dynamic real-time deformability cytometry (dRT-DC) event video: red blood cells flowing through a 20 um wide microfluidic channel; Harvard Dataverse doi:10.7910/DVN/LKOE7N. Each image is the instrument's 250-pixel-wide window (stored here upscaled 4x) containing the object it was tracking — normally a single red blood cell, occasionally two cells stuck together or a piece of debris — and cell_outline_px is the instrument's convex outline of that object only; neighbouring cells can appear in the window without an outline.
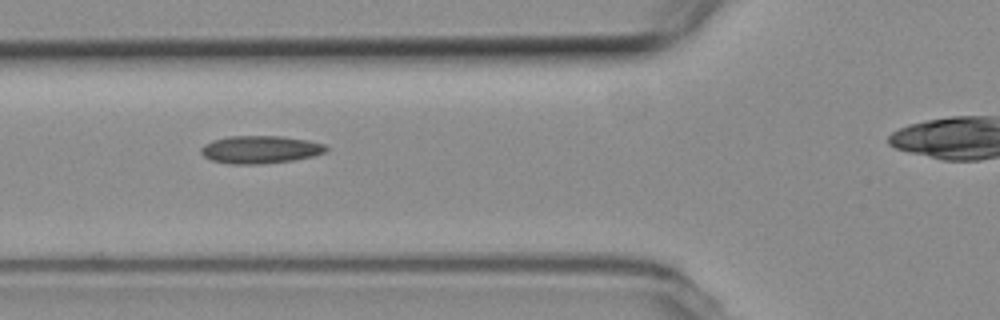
{"species": "common noctule bat (a hibernating species)", "species_latin": "Nyctalus noctula", "temperature_condition": "room temperature", "stored_images_in_passage": 12, "camera_frame_rate_fps": 3000, "um_per_image_px": 0.085, "animal": {"sex": "female", "body_mass_g": 19.3, "forearm_length_mm": 54.1}, "frame": {"image": 1, "passage_image": 6, "time_ms": 1.667, "image_size_px": [1000, 320], "cell_outline_px": [[328, 148], [324, 152], [312, 156], [292, 160], [264, 164], [228, 164], [212, 160], [204, 156], [200, 152], [200, 148], [204, 144], [228, 136], [280, 136], [308, 140], [324, 144]], "centroid_in_image_um": [22.1, 12.71], "position_along_channel_um": 103.7, "area_um2": 20.11}}
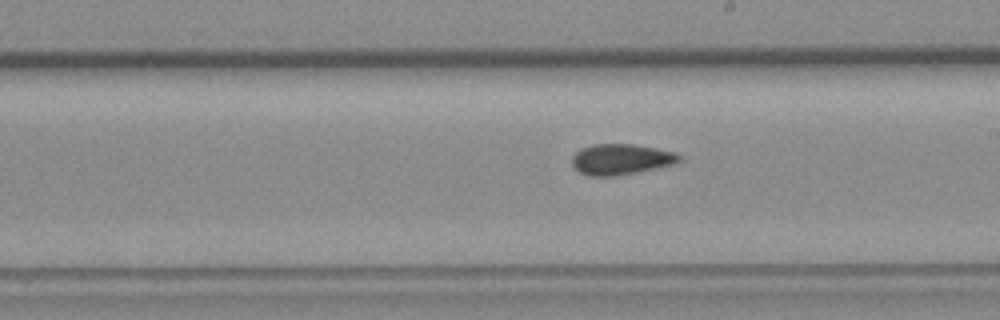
{"frame": {"image": 2, "passage_image": 10, "time_ms": 3.0, "image_size_px": [1000, 320], "cell_outline_px": [[680, 160], [672, 164], [636, 172], [616, 176], [588, 176], [580, 172], [572, 164], [572, 156], [580, 148], [592, 144], [632, 144], [676, 152], [680, 156]], "centroid_in_image_um": [52.73, 13.53], "position_along_channel_um": 236.3, "area_um2": 19.02}}